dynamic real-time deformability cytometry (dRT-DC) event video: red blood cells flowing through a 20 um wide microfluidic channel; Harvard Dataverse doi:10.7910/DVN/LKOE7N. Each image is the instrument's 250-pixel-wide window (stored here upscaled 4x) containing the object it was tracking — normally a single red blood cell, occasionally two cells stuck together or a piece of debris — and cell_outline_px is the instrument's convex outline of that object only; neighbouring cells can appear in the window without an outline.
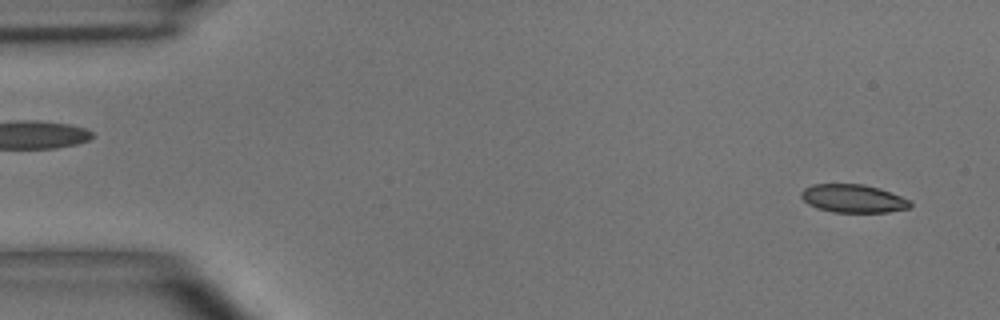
{"species": "common noctule bat (a hibernating species)", "species_latin": "Nyctalus noctula", "temperature_condition": "room temperature", "stored_images_in_passage": 2, "camera_frame_rate_fps": 3000, "um_per_image_px": 0.085, "animal": {"sex": "male", "body_mass_g": 15.6}, "frame": {"image": 1, "passage_image": 2, "time_ms": 1.0, "image_size_px": [1000, 320], "cell_outline_px": [[912, 204], [908, 208], [888, 212], [832, 212], [816, 208], [808, 204], [800, 196], [800, 192], [804, 188], [812, 184], [864, 184], [880, 188], [900, 196], [908, 200]], "centroid_in_image_um": [72.47, 16.87], "position_along_channel_um": 12.5, "area_um2": 17.92}}